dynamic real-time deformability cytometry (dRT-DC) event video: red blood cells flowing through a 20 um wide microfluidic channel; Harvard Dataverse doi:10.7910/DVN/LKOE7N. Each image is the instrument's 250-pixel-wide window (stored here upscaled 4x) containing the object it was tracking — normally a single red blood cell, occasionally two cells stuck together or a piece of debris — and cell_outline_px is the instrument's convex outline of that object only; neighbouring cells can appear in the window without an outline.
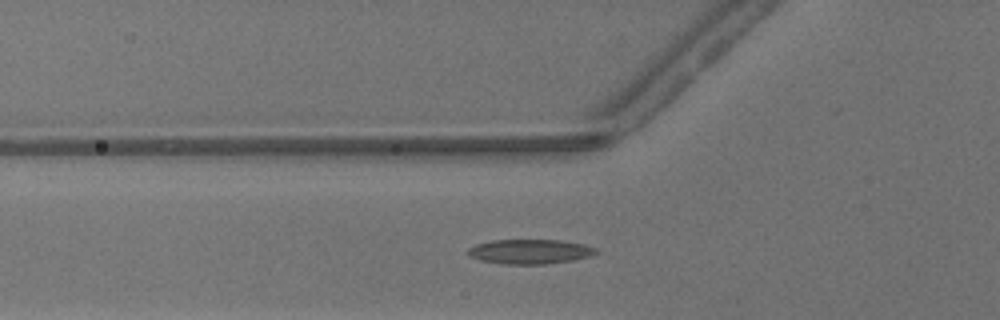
{"species": "common noctule bat (a hibernating species)", "species_latin": "Nyctalus noctula", "temperature_condition": "warm", "stored_images_in_passage": 42, "camera_frame_rate_fps": 3000, "um_per_image_px": 0.085, "animal": {"sex": "male", "body_mass_g": 13.3}, "frame": {"image": 1, "passage_image": 18, "time_ms": 5.667, "image_size_px": [1000, 320], "cell_outline_px": [[596, 252], [588, 256], [572, 260], [544, 264], [504, 264], [480, 260], [468, 256], [464, 252], [468, 248], [476, 244], [492, 240], [560, 240], [584, 244], [596, 248]], "centroid_in_image_um": [44.96, 21.38], "position_along_channel_um": 80.8, "area_um2": 18.32}}
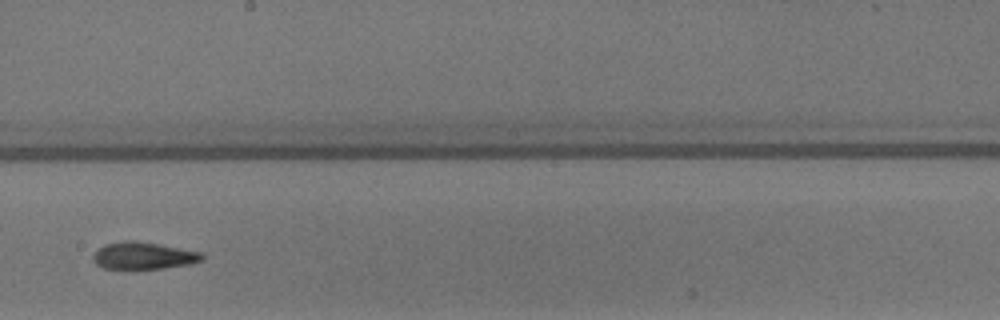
{"frame": {"image": 2, "passage_image": 29, "time_ms": 9.333, "image_size_px": [1000, 320], "cell_outline_px": [[204, 260], [192, 264], [164, 268], [104, 268], [96, 264], [92, 256], [104, 244], [128, 240], [132, 240], [204, 252]], "centroid_in_image_um": [12.26, 21.73], "position_along_channel_um": 235.9, "area_um2": 17.05}}
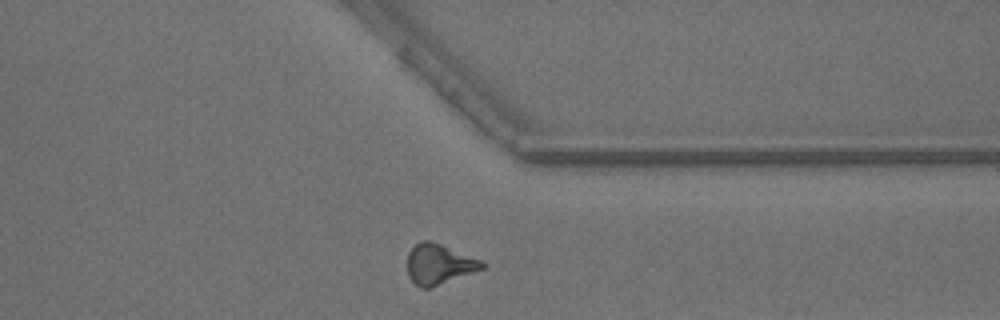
{"frame": {"image": 3, "passage_image": 39, "time_ms": 12.667, "image_size_px": [1000, 320], "cell_outline_px": [[488, 264], [484, 268], [428, 288], [420, 288], [408, 276], [408, 252], [420, 240], [432, 240], [484, 260]], "centroid_in_image_um": [37.35, 22.42], "position_along_channel_um": 374.0, "area_um2": 17.63}, "authors_computed_cell_mechanics": {"area_um2": 17.3978, "velocity_mm_per_s": 4.2099, "shape_relaxation_time_tau1_ms": null, "shape_relaxation_time_tau2_ms": 6.5299, "deformation_change_tau1": null, "deformation_change_tau2": 0.1828}}